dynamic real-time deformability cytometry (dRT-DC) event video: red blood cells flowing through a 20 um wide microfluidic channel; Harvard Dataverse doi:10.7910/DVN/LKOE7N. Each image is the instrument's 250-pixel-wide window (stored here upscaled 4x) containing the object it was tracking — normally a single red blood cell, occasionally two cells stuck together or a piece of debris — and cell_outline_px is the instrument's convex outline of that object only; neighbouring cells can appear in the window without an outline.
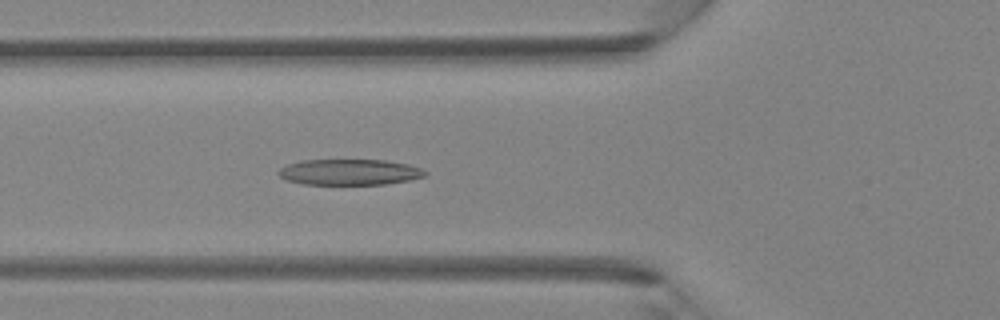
{"species": "Egyptian fruit bat (a non-hibernating species)", "species_latin": "Rousettus aegyptiacus", "temperature_condition": "room temperature", "stored_images_in_passage": 43, "camera_frame_rate_fps": 3000, "um_per_image_px": 0.085, "animal": {"sex": "female"}, "frame": {"image": 1, "passage_image": 15, "time_ms": 4.667, "image_size_px": [1000, 320], "cell_outline_px": [[428, 176], [408, 180], [384, 184], [304, 184], [288, 180], [280, 176], [276, 172], [280, 168], [288, 164], [304, 160], [384, 160], [408, 164], [420, 168], [428, 172]], "centroid_in_image_um": [29.73, 14.62], "position_along_channel_um": 96.1, "area_um2": 21.96}}
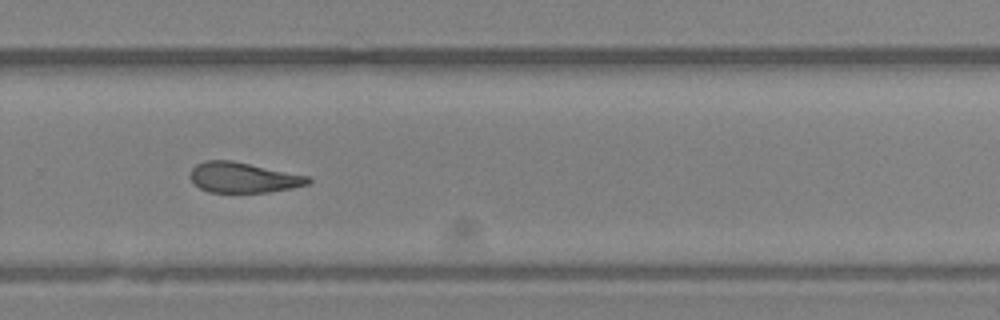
{"frame": {"image": 2, "passage_image": 29, "time_ms": 9.333, "image_size_px": [1000, 320], "cell_outline_px": [[312, 180], [308, 184], [292, 188], [268, 192], [208, 192], [200, 188], [188, 176], [192, 168], [196, 164], [204, 160], [232, 160], [308, 176]], "centroid_in_image_um": [20.65, 15.08], "position_along_channel_um": 309.2, "area_um2": 20.81}}
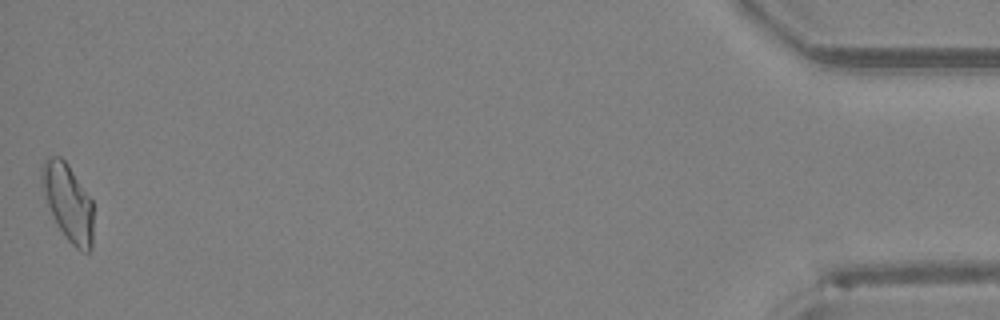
{"frame": {"image": 3, "passage_image": 43, "time_ms": 14.0, "image_size_px": [1000, 320], "cell_outline_px": [[92, 248], [88, 252], [80, 252], [68, 240], [56, 224], [44, 196], [40, 184], [40, 168], [44, 160], [48, 156], [60, 156], [68, 164], [92, 200]], "centroid_in_image_um": [5.75, 17.18], "position_along_channel_um": 429.4, "area_um2": 23.29}}